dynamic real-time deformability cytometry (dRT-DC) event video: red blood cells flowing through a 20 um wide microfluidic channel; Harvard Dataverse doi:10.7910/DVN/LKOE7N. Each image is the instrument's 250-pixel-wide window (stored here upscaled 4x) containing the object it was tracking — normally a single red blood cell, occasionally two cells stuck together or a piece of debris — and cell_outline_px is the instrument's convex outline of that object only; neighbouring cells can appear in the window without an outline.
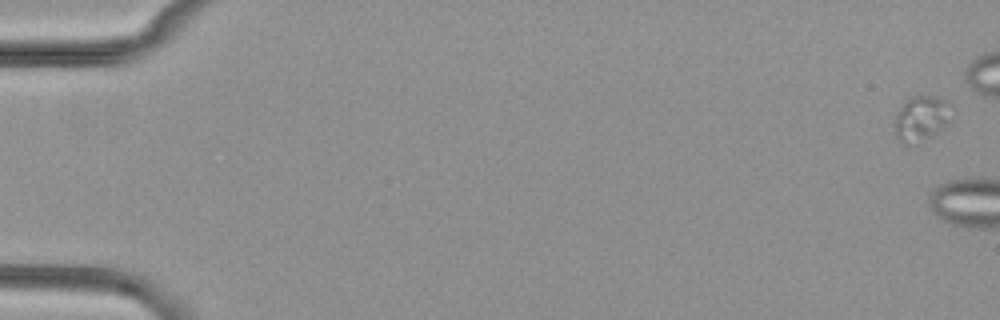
{"species": "common noctule bat (a hibernating species)", "species_latin": "Nyctalus noctula", "temperature_condition": "cold", "stored_images_in_passage": 10, "camera_frame_rate_fps": 3000, "um_per_image_px": 0.085, "animal": {"sex": "female", "body_mass_g": 29.2, "forearm_length_mm": 56.3}, "frame": {"image": 1, "passage_image": 1, "time_ms": 0.0, "image_size_px": [1000, 320], "cell_outline_px": [[948, 120], [932, 136], [900, 140], [892, 132], [896, 116], [904, 100], [908, 96], [932, 96], [948, 100]], "centroid_in_image_um": [78.24, 9.95], "position_along_channel_um": 6.8, "area_um2": 13.93}}
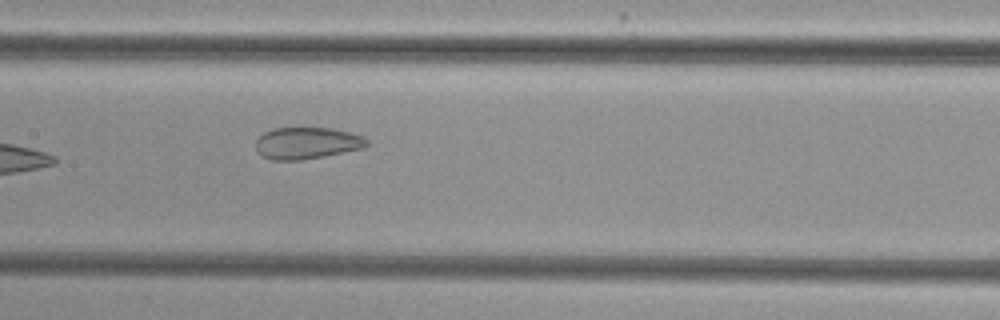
{"frame": {"image": 2, "passage_image": 9, "time_ms": 10.667, "image_size_px": [1000, 320], "cell_outline_px": [[368, 144], [364, 148], [324, 156], [300, 160], [272, 160], [264, 156], [256, 148], [256, 140], [264, 132], [272, 128], [332, 128], [364, 136], [368, 140]], "centroid_in_image_um": [26.11, 12.16], "position_along_channel_um": 181.3, "area_um2": 20.46}}